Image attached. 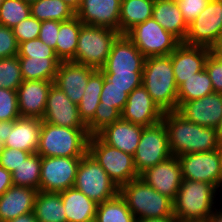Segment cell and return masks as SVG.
Here are the masks:
<instances>
[{"mask_svg":"<svg viewBox=\"0 0 222 222\" xmlns=\"http://www.w3.org/2000/svg\"><path fill=\"white\" fill-rule=\"evenodd\" d=\"M170 152L174 156L216 150L218 137L215 128L203 127L185 119L177 111L163 113Z\"/></svg>","mask_w":222,"mask_h":222,"instance_id":"6da1fadb","label":"cell"},{"mask_svg":"<svg viewBox=\"0 0 222 222\" xmlns=\"http://www.w3.org/2000/svg\"><path fill=\"white\" fill-rule=\"evenodd\" d=\"M218 192L207 182L182 179L173 201L174 217L178 222H205L219 202Z\"/></svg>","mask_w":222,"mask_h":222,"instance_id":"7a4b0ae2","label":"cell"},{"mask_svg":"<svg viewBox=\"0 0 222 222\" xmlns=\"http://www.w3.org/2000/svg\"><path fill=\"white\" fill-rule=\"evenodd\" d=\"M142 85L163 112L177 111L178 86L170 55L145 59Z\"/></svg>","mask_w":222,"mask_h":222,"instance_id":"3957f363","label":"cell"},{"mask_svg":"<svg viewBox=\"0 0 222 222\" xmlns=\"http://www.w3.org/2000/svg\"><path fill=\"white\" fill-rule=\"evenodd\" d=\"M88 129L60 127L43 121L37 154L41 157H83L88 152Z\"/></svg>","mask_w":222,"mask_h":222,"instance_id":"277c9868","label":"cell"},{"mask_svg":"<svg viewBox=\"0 0 222 222\" xmlns=\"http://www.w3.org/2000/svg\"><path fill=\"white\" fill-rule=\"evenodd\" d=\"M119 194L135 219L174 216L173 201L146 184L140 177L120 187Z\"/></svg>","mask_w":222,"mask_h":222,"instance_id":"5b68a950","label":"cell"},{"mask_svg":"<svg viewBox=\"0 0 222 222\" xmlns=\"http://www.w3.org/2000/svg\"><path fill=\"white\" fill-rule=\"evenodd\" d=\"M121 34L113 29L82 25L74 63L101 70L111 52L113 43Z\"/></svg>","mask_w":222,"mask_h":222,"instance_id":"8992f818","label":"cell"},{"mask_svg":"<svg viewBox=\"0 0 222 222\" xmlns=\"http://www.w3.org/2000/svg\"><path fill=\"white\" fill-rule=\"evenodd\" d=\"M73 187L97 204L114 198L120 190L88 152L81 157Z\"/></svg>","mask_w":222,"mask_h":222,"instance_id":"52a82bcc","label":"cell"},{"mask_svg":"<svg viewBox=\"0 0 222 222\" xmlns=\"http://www.w3.org/2000/svg\"><path fill=\"white\" fill-rule=\"evenodd\" d=\"M88 153L95 158L119 188L139 178L133 156L107 145L97 135H90Z\"/></svg>","mask_w":222,"mask_h":222,"instance_id":"ba28073f","label":"cell"},{"mask_svg":"<svg viewBox=\"0 0 222 222\" xmlns=\"http://www.w3.org/2000/svg\"><path fill=\"white\" fill-rule=\"evenodd\" d=\"M126 36L146 58L167 56L181 43L157 23L153 17L135 25L126 33Z\"/></svg>","mask_w":222,"mask_h":222,"instance_id":"9c48e42d","label":"cell"},{"mask_svg":"<svg viewBox=\"0 0 222 222\" xmlns=\"http://www.w3.org/2000/svg\"><path fill=\"white\" fill-rule=\"evenodd\" d=\"M168 135L163 121L144 127L133 155L138 175L171 156Z\"/></svg>","mask_w":222,"mask_h":222,"instance_id":"30bf717a","label":"cell"},{"mask_svg":"<svg viewBox=\"0 0 222 222\" xmlns=\"http://www.w3.org/2000/svg\"><path fill=\"white\" fill-rule=\"evenodd\" d=\"M222 37V0L209 1L188 25L185 44L211 48Z\"/></svg>","mask_w":222,"mask_h":222,"instance_id":"8fae6325","label":"cell"},{"mask_svg":"<svg viewBox=\"0 0 222 222\" xmlns=\"http://www.w3.org/2000/svg\"><path fill=\"white\" fill-rule=\"evenodd\" d=\"M182 179L212 184L220 194L222 164L217 150L178 156Z\"/></svg>","mask_w":222,"mask_h":222,"instance_id":"7c38bea8","label":"cell"},{"mask_svg":"<svg viewBox=\"0 0 222 222\" xmlns=\"http://www.w3.org/2000/svg\"><path fill=\"white\" fill-rule=\"evenodd\" d=\"M81 157H41L39 191L61 192L72 188Z\"/></svg>","mask_w":222,"mask_h":222,"instance_id":"4fadbf2b","label":"cell"},{"mask_svg":"<svg viewBox=\"0 0 222 222\" xmlns=\"http://www.w3.org/2000/svg\"><path fill=\"white\" fill-rule=\"evenodd\" d=\"M42 121L60 127L87 129L79 115L78 106L54 83L48 92Z\"/></svg>","mask_w":222,"mask_h":222,"instance_id":"5bb4252c","label":"cell"},{"mask_svg":"<svg viewBox=\"0 0 222 222\" xmlns=\"http://www.w3.org/2000/svg\"><path fill=\"white\" fill-rule=\"evenodd\" d=\"M139 177L160 194L174 201L182 183L179 159L171 155L161 163L148 168Z\"/></svg>","mask_w":222,"mask_h":222,"instance_id":"9a60e30c","label":"cell"},{"mask_svg":"<svg viewBox=\"0 0 222 222\" xmlns=\"http://www.w3.org/2000/svg\"><path fill=\"white\" fill-rule=\"evenodd\" d=\"M163 113L144 86L141 85L128 95L127 102L121 112V119L148 127L162 121Z\"/></svg>","mask_w":222,"mask_h":222,"instance_id":"2e32d148","label":"cell"},{"mask_svg":"<svg viewBox=\"0 0 222 222\" xmlns=\"http://www.w3.org/2000/svg\"><path fill=\"white\" fill-rule=\"evenodd\" d=\"M121 0H82L75 16L84 24L119 32Z\"/></svg>","mask_w":222,"mask_h":222,"instance_id":"e0dca14e","label":"cell"},{"mask_svg":"<svg viewBox=\"0 0 222 222\" xmlns=\"http://www.w3.org/2000/svg\"><path fill=\"white\" fill-rule=\"evenodd\" d=\"M146 57L138 50L133 42L121 34L113 43L102 73H131L143 71Z\"/></svg>","mask_w":222,"mask_h":222,"instance_id":"ac0fdd59","label":"cell"},{"mask_svg":"<svg viewBox=\"0 0 222 222\" xmlns=\"http://www.w3.org/2000/svg\"><path fill=\"white\" fill-rule=\"evenodd\" d=\"M177 112L192 123L216 129L222 119V93L213 92L187 101L178 107Z\"/></svg>","mask_w":222,"mask_h":222,"instance_id":"d6986e66","label":"cell"},{"mask_svg":"<svg viewBox=\"0 0 222 222\" xmlns=\"http://www.w3.org/2000/svg\"><path fill=\"white\" fill-rule=\"evenodd\" d=\"M211 49L203 46L188 45L181 42L169 55L173 66L176 85L179 87L185 79L205 68V62Z\"/></svg>","mask_w":222,"mask_h":222,"instance_id":"ffe728a7","label":"cell"},{"mask_svg":"<svg viewBox=\"0 0 222 222\" xmlns=\"http://www.w3.org/2000/svg\"><path fill=\"white\" fill-rule=\"evenodd\" d=\"M96 71L92 67L61 61L58 66L54 84L58 86L66 96L76 105L82 99L89 77Z\"/></svg>","mask_w":222,"mask_h":222,"instance_id":"44dd1931","label":"cell"},{"mask_svg":"<svg viewBox=\"0 0 222 222\" xmlns=\"http://www.w3.org/2000/svg\"><path fill=\"white\" fill-rule=\"evenodd\" d=\"M54 81L23 80L18 87V109L21 117L42 119L49 89Z\"/></svg>","mask_w":222,"mask_h":222,"instance_id":"7402d4cb","label":"cell"},{"mask_svg":"<svg viewBox=\"0 0 222 222\" xmlns=\"http://www.w3.org/2000/svg\"><path fill=\"white\" fill-rule=\"evenodd\" d=\"M143 128V126L120 118L113 124L105 126L96 135L107 145L133 156L141 139Z\"/></svg>","mask_w":222,"mask_h":222,"instance_id":"603a6c76","label":"cell"},{"mask_svg":"<svg viewBox=\"0 0 222 222\" xmlns=\"http://www.w3.org/2000/svg\"><path fill=\"white\" fill-rule=\"evenodd\" d=\"M38 190L11 186L0 196V222H6L34 211Z\"/></svg>","mask_w":222,"mask_h":222,"instance_id":"cb8c5ba5","label":"cell"},{"mask_svg":"<svg viewBox=\"0 0 222 222\" xmlns=\"http://www.w3.org/2000/svg\"><path fill=\"white\" fill-rule=\"evenodd\" d=\"M42 124V119L38 118L19 117L14 120V126L12 131H9L5 147L27 151L31 154L36 153Z\"/></svg>","mask_w":222,"mask_h":222,"instance_id":"d4e9b609","label":"cell"},{"mask_svg":"<svg viewBox=\"0 0 222 222\" xmlns=\"http://www.w3.org/2000/svg\"><path fill=\"white\" fill-rule=\"evenodd\" d=\"M152 17L167 32L175 36L180 42H184L188 25L183 18L176 0H155Z\"/></svg>","mask_w":222,"mask_h":222,"instance_id":"484cf974","label":"cell"},{"mask_svg":"<svg viewBox=\"0 0 222 222\" xmlns=\"http://www.w3.org/2000/svg\"><path fill=\"white\" fill-rule=\"evenodd\" d=\"M67 222H94L98 204L72 187L60 192Z\"/></svg>","mask_w":222,"mask_h":222,"instance_id":"4316f807","label":"cell"},{"mask_svg":"<svg viewBox=\"0 0 222 222\" xmlns=\"http://www.w3.org/2000/svg\"><path fill=\"white\" fill-rule=\"evenodd\" d=\"M155 0H121L119 33L126 34L139 23L152 17Z\"/></svg>","mask_w":222,"mask_h":222,"instance_id":"83f0119b","label":"cell"},{"mask_svg":"<svg viewBox=\"0 0 222 222\" xmlns=\"http://www.w3.org/2000/svg\"><path fill=\"white\" fill-rule=\"evenodd\" d=\"M33 212L38 222H67L60 192L38 191Z\"/></svg>","mask_w":222,"mask_h":222,"instance_id":"f1b7e54d","label":"cell"},{"mask_svg":"<svg viewBox=\"0 0 222 222\" xmlns=\"http://www.w3.org/2000/svg\"><path fill=\"white\" fill-rule=\"evenodd\" d=\"M83 23L74 16L72 19L60 22L57 35L55 54L60 61H73L75 59L78 36Z\"/></svg>","mask_w":222,"mask_h":222,"instance_id":"f546056e","label":"cell"},{"mask_svg":"<svg viewBox=\"0 0 222 222\" xmlns=\"http://www.w3.org/2000/svg\"><path fill=\"white\" fill-rule=\"evenodd\" d=\"M18 58L23 80L54 81L61 63L59 58Z\"/></svg>","mask_w":222,"mask_h":222,"instance_id":"4dcf8cb0","label":"cell"},{"mask_svg":"<svg viewBox=\"0 0 222 222\" xmlns=\"http://www.w3.org/2000/svg\"><path fill=\"white\" fill-rule=\"evenodd\" d=\"M104 84V74L101 70H96L90 77L79 102V115L87 125L93 118L100 103V94Z\"/></svg>","mask_w":222,"mask_h":222,"instance_id":"1f68e13d","label":"cell"},{"mask_svg":"<svg viewBox=\"0 0 222 222\" xmlns=\"http://www.w3.org/2000/svg\"><path fill=\"white\" fill-rule=\"evenodd\" d=\"M31 16L39 21H68L75 11L62 0H38L30 4Z\"/></svg>","mask_w":222,"mask_h":222,"instance_id":"d6a6232c","label":"cell"},{"mask_svg":"<svg viewBox=\"0 0 222 222\" xmlns=\"http://www.w3.org/2000/svg\"><path fill=\"white\" fill-rule=\"evenodd\" d=\"M213 92L211 79L204 68L190 78L185 79L178 87V107L187 101L202 98Z\"/></svg>","mask_w":222,"mask_h":222,"instance_id":"836d02e7","label":"cell"},{"mask_svg":"<svg viewBox=\"0 0 222 222\" xmlns=\"http://www.w3.org/2000/svg\"><path fill=\"white\" fill-rule=\"evenodd\" d=\"M12 174L13 186L29 187L39 191L41 174V156L32 153Z\"/></svg>","mask_w":222,"mask_h":222,"instance_id":"e575fe53","label":"cell"},{"mask_svg":"<svg viewBox=\"0 0 222 222\" xmlns=\"http://www.w3.org/2000/svg\"><path fill=\"white\" fill-rule=\"evenodd\" d=\"M94 222H136L125 199L118 194L98 204Z\"/></svg>","mask_w":222,"mask_h":222,"instance_id":"d590c367","label":"cell"},{"mask_svg":"<svg viewBox=\"0 0 222 222\" xmlns=\"http://www.w3.org/2000/svg\"><path fill=\"white\" fill-rule=\"evenodd\" d=\"M31 15L30 4L23 0H4L0 5V25L13 28Z\"/></svg>","mask_w":222,"mask_h":222,"instance_id":"8d00e7d4","label":"cell"},{"mask_svg":"<svg viewBox=\"0 0 222 222\" xmlns=\"http://www.w3.org/2000/svg\"><path fill=\"white\" fill-rule=\"evenodd\" d=\"M20 61L18 56L0 59V88L17 90L22 84Z\"/></svg>","mask_w":222,"mask_h":222,"instance_id":"74e56055","label":"cell"},{"mask_svg":"<svg viewBox=\"0 0 222 222\" xmlns=\"http://www.w3.org/2000/svg\"><path fill=\"white\" fill-rule=\"evenodd\" d=\"M127 99L128 94L125 92V89L111 86V82L104 76L99 106L114 107L121 113Z\"/></svg>","mask_w":222,"mask_h":222,"instance_id":"f35d334b","label":"cell"},{"mask_svg":"<svg viewBox=\"0 0 222 222\" xmlns=\"http://www.w3.org/2000/svg\"><path fill=\"white\" fill-rule=\"evenodd\" d=\"M120 118L121 113L116 108L98 105L94 118L87 124L88 133L96 135L105 126L113 124Z\"/></svg>","mask_w":222,"mask_h":222,"instance_id":"ab89813d","label":"cell"},{"mask_svg":"<svg viewBox=\"0 0 222 222\" xmlns=\"http://www.w3.org/2000/svg\"><path fill=\"white\" fill-rule=\"evenodd\" d=\"M19 117L17 91L0 88V121L17 120Z\"/></svg>","mask_w":222,"mask_h":222,"instance_id":"60d3db41","label":"cell"},{"mask_svg":"<svg viewBox=\"0 0 222 222\" xmlns=\"http://www.w3.org/2000/svg\"><path fill=\"white\" fill-rule=\"evenodd\" d=\"M18 57L58 58L54 49L43 43L39 38L20 43Z\"/></svg>","mask_w":222,"mask_h":222,"instance_id":"b9f144b4","label":"cell"},{"mask_svg":"<svg viewBox=\"0 0 222 222\" xmlns=\"http://www.w3.org/2000/svg\"><path fill=\"white\" fill-rule=\"evenodd\" d=\"M142 72L132 71L131 73H103L105 78L111 82V86L125 89L129 95L135 88L142 85Z\"/></svg>","mask_w":222,"mask_h":222,"instance_id":"7bdbcfd3","label":"cell"},{"mask_svg":"<svg viewBox=\"0 0 222 222\" xmlns=\"http://www.w3.org/2000/svg\"><path fill=\"white\" fill-rule=\"evenodd\" d=\"M40 27L41 21L30 15L27 19L22 20L16 26H14L12 30L18 41V44H20L24 41L38 38Z\"/></svg>","mask_w":222,"mask_h":222,"instance_id":"ee69618b","label":"cell"},{"mask_svg":"<svg viewBox=\"0 0 222 222\" xmlns=\"http://www.w3.org/2000/svg\"><path fill=\"white\" fill-rule=\"evenodd\" d=\"M19 44L11 28L0 25V59L18 56Z\"/></svg>","mask_w":222,"mask_h":222,"instance_id":"f6af8a7d","label":"cell"},{"mask_svg":"<svg viewBox=\"0 0 222 222\" xmlns=\"http://www.w3.org/2000/svg\"><path fill=\"white\" fill-rule=\"evenodd\" d=\"M30 154L27 151L5 147L0 155V166L12 173Z\"/></svg>","mask_w":222,"mask_h":222,"instance_id":"bcb514c9","label":"cell"},{"mask_svg":"<svg viewBox=\"0 0 222 222\" xmlns=\"http://www.w3.org/2000/svg\"><path fill=\"white\" fill-rule=\"evenodd\" d=\"M176 1L187 25L194 21V19L203 11L209 2V0Z\"/></svg>","mask_w":222,"mask_h":222,"instance_id":"7dc6e473","label":"cell"},{"mask_svg":"<svg viewBox=\"0 0 222 222\" xmlns=\"http://www.w3.org/2000/svg\"><path fill=\"white\" fill-rule=\"evenodd\" d=\"M205 70L209 74L214 92L222 93V61L210 53L205 62Z\"/></svg>","mask_w":222,"mask_h":222,"instance_id":"c3c4849f","label":"cell"},{"mask_svg":"<svg viewBox=\"0 0 222 222\" xmlns=\"http://www.w3.org/2000/svg\"><path fill=\"white\" fill-rule=\"evenodd\" d=\"M60 28V21H41V27H40V33H39V39L53 48L56 49L57 44V35Z\"/></svg>","mask_w":222,"mask_h":222,"instance_id":"681fc988","label":"cell"},{"mask_svg":"<svg viewBox=\"0 0 222 222\" xmlns=\"http://www.w3.org/2000/svg\"><path fill=\"white\" fill-rule=\"evenodd\" d=\"M11 186H13L11 172L0 166V196H2Z\"/></svg>","mask_w":222,"mask_h":222,"instance_id":"f907efd6","label":"cell"},{"mask_svg":"<svg viewBox=\"0 0 222 222\" xmlns=\"http://www.w3.org/2000/svg\"><path fill=\"white\" fill-rule=\"evenodd\" d=\"M14 126V120L12 121H0V141L4 144L8 139L9 131H12Z\"/></svg>","mask_w":222,"mask_h":222,"instance_id":"816d5d0a","label":"cell"},{"mask_svg":"<svg viewBox=\"0 0 222 222\" xmlns=\"http://www.w3.org/2000/svg\"><path fill=\"white\" fill-rule=\"evenodd\" d=\"M6 222H38L34 212H30L24 215H20L19 217L6 221Z\"/></svg>","mask_w":222,"mask_h":222,"instance_id":"f5cc1de1","label":"cell"},{"mask_svg":"<svg viewBox=\"0 0 222 222\" xmlns=\"http://www.w3.org/2000/svg\"><path fill=\"white\" fill-rule=\"evenodd\" d=\"M136 222H178L174 216L137 219Z\"/></svg>","mask_w":222,"mask_h":222,"instance_id":"db71d44e","label":"cell"},{"mask_svg":"<svg viewBox=\"0 0 222 222\" xmlns=\"http://www.w3.org/2000/svg\"><path fill=\"white\" fill-rule=\"evenodd\" d=\"M210 49L211 54L222 61V37Z\"/></svg>","mask_w":222,"mask_h":222,"instance_id":"11a10c76","label":"cell"},{"mask_svg":"<svg viewBox=\"0 0 222 222\" xmlns=\"http://www.w3.org/2000/svg\"><path fill=\"white\" fill-rule=\"evenodd\" d=\"M205 222H222V208H215L212 214L205 220Z\"/></svg>","mask_w":222,"mask_h":222,"instance_id":"9f6ffc18","label":"cell"},{"mask_svg":"<svg viewBox=\"0 0 222 222\" xmlns=\"http://www.w3.org/2000/svg\"><path fill=\"white\" fill-rule=\"evenodd\" d=\"M69 5L75 12L79 8L82 0H62Z\"/></svg>","mask_w":222,"mask_h":222,"instance_id":"6f0895ef","label":"cell"},{"mask_svg":"<svg viewBox=\"0 0 222 222\" xmlns=\"http://www.w3.org/2000/svg\"><path fill=\"white\" fill-rule=\"evenodd\" d=\"M216 132H217L218 140L222 141V119L220 120V122L216 128Z\"/></svg>","mask_w":222,"mask_h":222,"instance_id":"680465c9","label":"cell"},{"mask_svg":"<svg viewBox=\"0 0 222 222\" xmlns=\"http://www.w3.org/2000/svg\"><path fill=\"white\" fill-rule=\"evenodd\" d=\"M218 154H219V157H220V160H221V164H222V141H219L218 142V146L216 148Z\"/></svg>","mask_w":222,"mask_h":222,"instance_id":"91938a15","label":"cell"},{"mask_svg":"<svg viewBox=\"0 0 222 222\" xmlns=\"http://www.w3.org/2000/svg\"><path fill=\"white\" fill-rule=\"evenodd\" d=\"M4 148H5V144L2 141H0V155L2 154V151L4 150Z\"/></svg>","mask_w":222,"mask_h":222,"instance_id":"94428289","label":"cell"},{"mask_svg":"<svg viewBox=\"0 0 222 222\" xmlns=\"http://www.w3.org/2000/svg\"><path fill=\"white\" fill-rule=\"evenodd\" d=\"M23 1H25L28 4H32V3H34L35 1H38V0H23Z\"/></svg>","mask_w":222,"mask_h":222,"instance_id":"6125c7cd","label":"cell"}]
</instances>
